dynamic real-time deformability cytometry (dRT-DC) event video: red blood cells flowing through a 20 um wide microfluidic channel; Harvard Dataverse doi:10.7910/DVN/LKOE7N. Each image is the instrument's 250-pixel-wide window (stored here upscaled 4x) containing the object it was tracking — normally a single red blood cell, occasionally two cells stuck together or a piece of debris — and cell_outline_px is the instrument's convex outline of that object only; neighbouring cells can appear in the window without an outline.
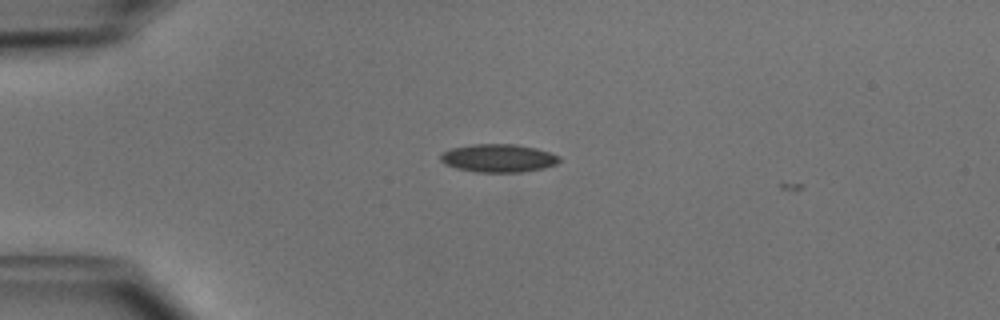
{"species": "common noctule bat (a hibernating species)", "species_latin": "Nyctalus noctula", "temperature_condition": "cold", "stored_images_in_passage": 2, "camera_frame_rate_fps": 3000, "um_per_image_px": 0.085, "animal": {"sex": "male", "body_mass_g": 15.6}, "frame": {"image": 1, "passage_image": 1, "time_ms": 0.0, "image_size_px": [1000, 320], "cell_outline_px": [[560, 160], [556, 164], [544, 168], [520, 172], [476, 172], [456, 168], [444, 164], [440, 160], [440, 156], [444, 152], [452, 148], [472, 144], [516, 144], [536, 148], [560, 156]], "centroid_in_image_um": [42.36, 13.44], "position_along_channel_um": 42.6, "area_um2": 19.42}}